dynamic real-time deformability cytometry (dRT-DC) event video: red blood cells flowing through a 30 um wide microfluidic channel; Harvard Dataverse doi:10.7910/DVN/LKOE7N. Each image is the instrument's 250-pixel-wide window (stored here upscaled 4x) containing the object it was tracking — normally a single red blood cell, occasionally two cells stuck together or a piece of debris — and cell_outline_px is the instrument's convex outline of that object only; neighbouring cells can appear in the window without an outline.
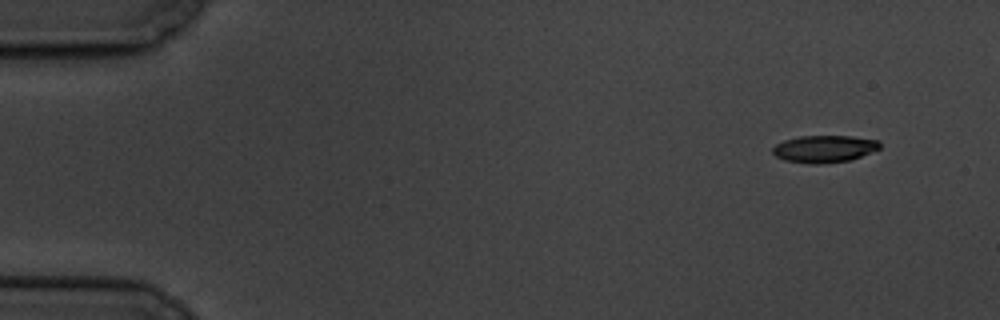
{"species": "common noctule bat (a hibernating species)", "species_latin": "Nyctalus noctula", "temperature_condition": "cold", "stored_images_in_passage": 6, "camera_frame_rate_fps": 3000, "um_per_image_px": 0.085, "animal": {"sex": "male", "body_mass_g": 19.5, "forearm_length_mm": 54.6}, "frame": {"image": 1, "passage_image": 1, "time_ms": 0.0, "image_size_px": [1000, 320], "cell_outline_px": [[880, 148], [860, 156], [848, 160], [820, 164], [812, 164], [784, 160], [776, 156], [772, 152], [772, 148], [776, 144], [784, 140], [800, 136], [852, 136], [880, 140]], "centroid_in_image_um": [70.05, 12.64], "position_along_channel_um": 15.0, "area_um2": 16.88}}
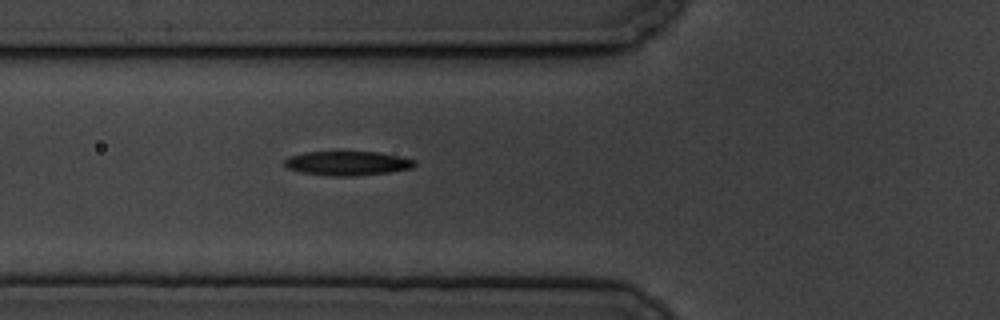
{"frame": {"image": 2, "passage_image": 6, "time_ms": 5.667, "image_size_px": [1000, 320], "cell_outline_px": [[416, 164], [412, 168], [388, 172], [356, 176], [328, 176], [300, 172], [288, 168], [284, 164], [284, 160], [288, 156], [304, 152], [376, 152], [400, 156], [416, 160]], "centroid_in_image_um": [29.51, 13.88], "position_along_channel_um": 96.3, "area_um2": 18.44}}